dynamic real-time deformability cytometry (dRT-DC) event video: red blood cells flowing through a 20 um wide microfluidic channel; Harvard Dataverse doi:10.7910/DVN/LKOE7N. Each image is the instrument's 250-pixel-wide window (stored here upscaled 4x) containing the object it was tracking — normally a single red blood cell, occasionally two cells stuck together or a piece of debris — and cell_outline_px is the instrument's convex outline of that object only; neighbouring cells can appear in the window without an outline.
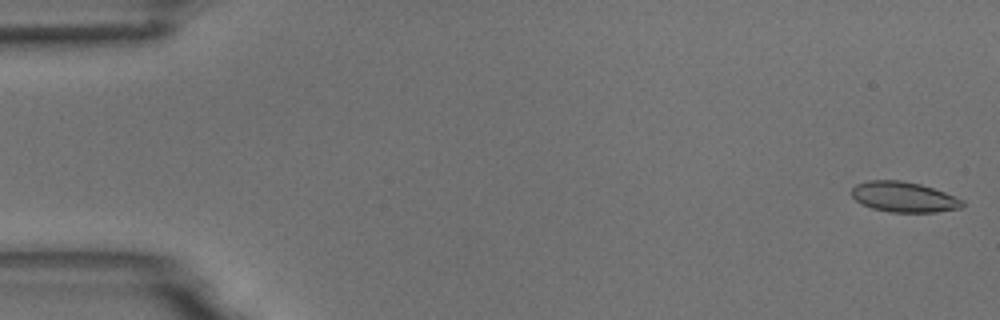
{"species": "common noctule bat (a hibernating species)", "species_latin": "Nyctalus noctula", "temperature_condition": "room temperature", "stored_images_in_passage": 54, "camera_frame_rate_fps": 3000, "um_per_image_px": 0.085, "animal": {"sex": "male", "body_mass_g": 18.8}, "frame": {"image": 1, "passage_image": 1, "time_ms": 0.0, "image_size_px": [1000, 320], "cell_outline_px": [[964, 204], [960, 208], [936, 212], [888, 212], [872, 208], [860, 204], [852, 196], [852, 188], [856, 184], [868, 180], [900, 180], [920, 184], [944, 192], [964, 200]], "centroid_in_image_um": [76.8, 16.74], "position_along_channel_um": 8.2, "area_um2": 19.59}}
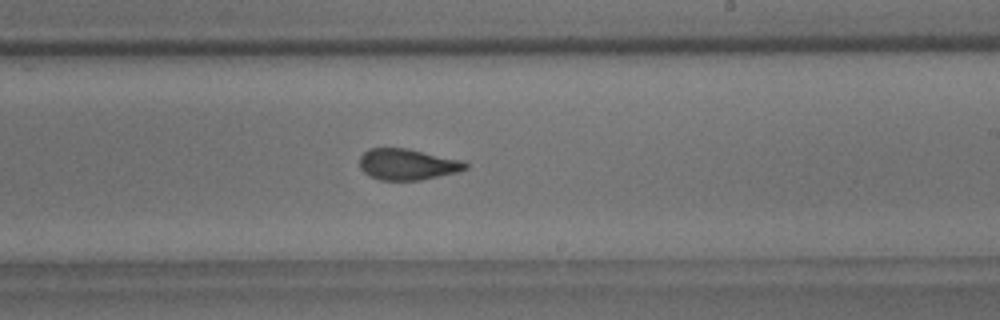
{"frame": {"image": 2, "passage_image": 32, "time_ms": 10.333, "image_size_px": [1000, 320], "cell_outline_px": [[468, 168], [456, 172], [420, 180], [380, 180], [364, 172], [360, 168], [360, 156], [368, 148], [408, 148], [460, 160], [468, 164]], "centroid_in_image_um": [34.61, 13.96], "position_along_channel_um": 254.4, "area_um2": 19.02}}
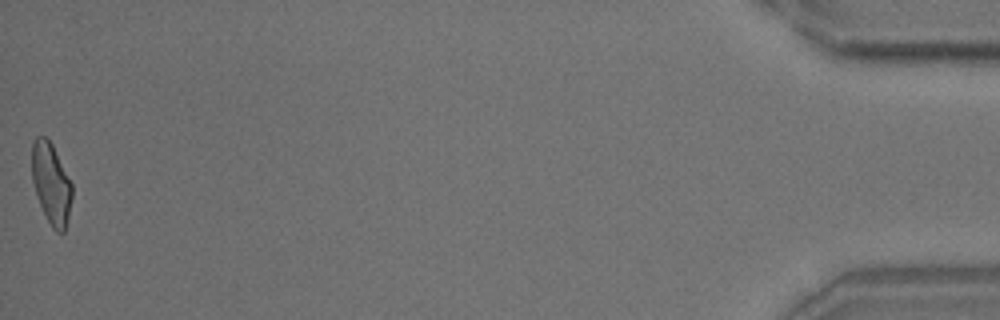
{"frame": {"image": 3, "passage_image": 54, "time_ms": 17.667, "image_size_px": [1000, 320], "cell_outline_px": [[72, 196], [68, 216], [64, 232], [56, 232], [52, 228], [40, 204], [32, 180], [32, 140], [36, 136], [44, 136], [52, 144], [72, 184]], "centroid_in_image_um": [4.34, 15.58], "position_along_channel_um": 430.9, "area_um2": 18.67}, "authors_computed_cell_mechanics": {"area_um2": 19.7387, "velocity_mm_per_s": 3.7289, "shape_relaxation_time_tau1_ms": 6.4951, "shape_relaxation_time_tau2_ms": 0.761, "deformation_change_tau1": 0.1658, "deformation_change_tau2": 0.0598}}